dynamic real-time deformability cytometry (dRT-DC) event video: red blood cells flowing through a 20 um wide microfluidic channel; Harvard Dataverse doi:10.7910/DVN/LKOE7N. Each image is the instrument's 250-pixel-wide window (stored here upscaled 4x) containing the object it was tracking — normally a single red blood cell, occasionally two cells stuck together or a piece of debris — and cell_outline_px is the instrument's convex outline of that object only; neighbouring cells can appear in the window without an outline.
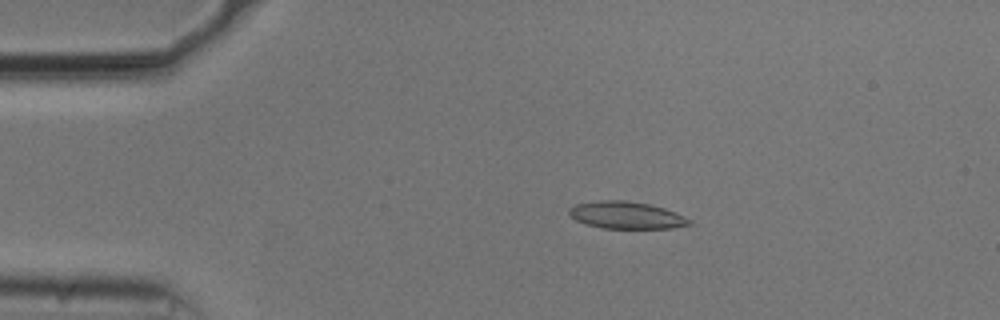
{"species": "common noctule bat (a hibernating species)", "species_latin": "Nyctalus noctula", "temperature_condition": "cold", "stored_images_in_passage": 47, "camera_frame_rate_fps": 3000, "um_per_image_px": 0.085, "animal": {"sex": "male", "body_mass_g": 20.5, "forearm_length_mm": 52.5}, "frame": {"image": 1, "passage_image": 11, "time_ms": 3.333, "image_size_px": [1000, 320], "cell_outline_px": [[692, 224], [672, 228], [600, 228], [576, 220], [568, 212], [568, 208], [576, 204], [600, 200], [624, 200], [648, 204], [664, 208], [676, 212], [692, 220]], "centroid_in_image_um": [53.26, 18.29], "position_along_channel_um": 31.7, "area_um2": 18.96}}
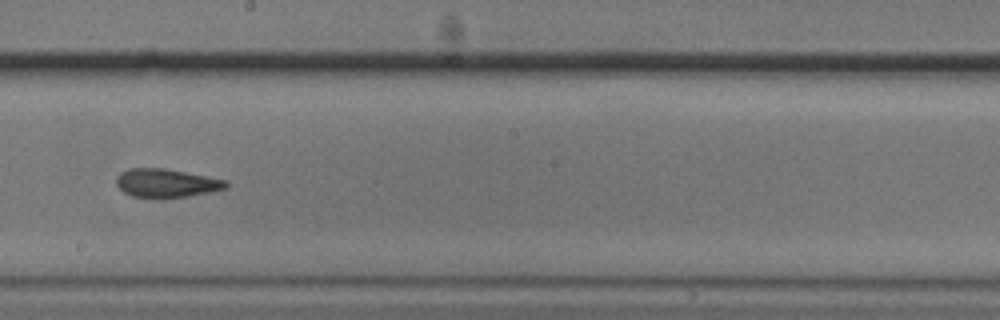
{"frame": {"image": 2, "passage_image": 31, "time_ms": 10.0, "image_size_px": [1000, 320], "cell_outline_px": [[228, 188], [188, 196], [160, 200], [132, 196], [124, 192], [116, 184], [116, 176], [120, 172], [128, 168], [164, 168], [228, 180]], "centroid_in_image_um": [14.12, 15.58], "position_along_channel_um": 234.1, "area_um2": 18.67}}
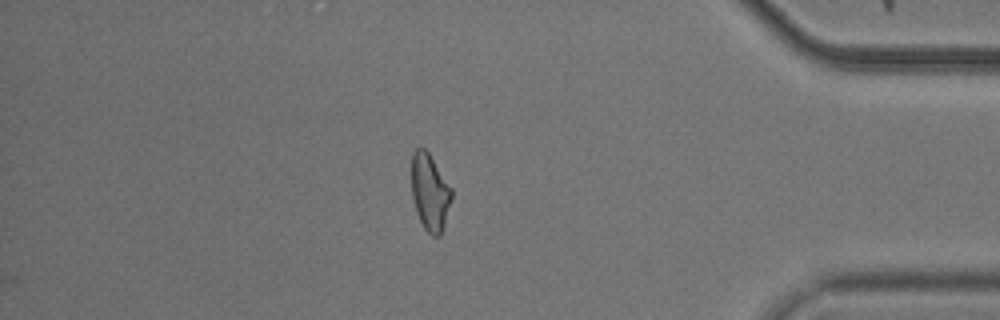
{"frame": {"image": 3, "passage_image": 47, "time_ms": 15.333, "image_size_px": [1000, 320], "cell_outline_px": [[452, 196], [444, 224], [440, 236], [432, 236], [424, 228], [416, 212], [412, 196], [412, 152], [416, 148], [424, 148], [428, 152], [452, 188]], "centroid_in_image_um": [36.53, 16.33], "position_along_channel_um": 398.7, "area_um2": 17.74}, "authors_computed_cell_mechanics": {"area_um2": 18.5538, "velocity_mm_per_s": 3.7322, "shape_relaxation_time_tau1_ms": null, "shape_relaxation_time_tau2_ms": 2.6985, "deformation_change_tau1": null, "deformation_change_tau2": 0.0873}}